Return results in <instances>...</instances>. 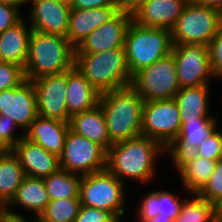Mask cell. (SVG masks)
<instances>
[{
	"mask_svg": "<svg viewBox=\"0 0 222 222\" xmlns=\"http://www.w3.org/2000/svg\"><path fill=\"white\" fill-rule=\"evenodd\" d=\"M69 129L67 122L38 115L24 132V137L59 157Z\"/></svg>",
	"mask_w": 222,
	"mask_h": 222,
	"instance_id": "ffe728a7",
	"label": "cell"
},
{
	"mask_svg": "<svg viewBox=\"0 0 222 222\" xmlns=\"http://www.w3.org/2000/svg\"><path fill=\"white\" fill-rule=\"evenodd\" d=\"M216 162L193 153L183 156L174 167L178 169L185 190L190 194H198L207 184Z\"/></svg>",
	"mask_w": 222,
	"mask_h": 222,
	"instance_id": "d4e9b609",
	"label": "cell"
},
{
	"mask_svg": "<svg viewBox=\"0 0 222 222\" xmlns=\"http://www.w3.org/2000/svg\"><path fill=\"white\" fill-rule=\"evenodd\" d=\"M25 18L12 28L0 33V61L15 64L23 70L26 66L32 28Z\"/></svg>",
	"mask_w": 222,
	"mask_h": 222,
	"instance_id": "603a6c76",
	"label": "cell"
},
{
	"mask_svg": "<svg viewBox=\"0 0 222 222\" xmlns=\"http://www.w3.org/2000/svg\"><path fill=\"white\" fill-rule=\"evenodd\" d=\"M217 120L214 118H200L198 121L181 123V131L177 139L167 149V153L175 165L183 156L193 154L216 129Z\"/></svg>",
	"mask_w": 222,
	"mask_h": 222,
	"instance_id": "ac0fdd59",
	"label": "cell"
},
{
	"mask_svg": "<svg viewBox=\"0 0 222 222\" xmlns=\"http://www.w3.org/2000/svg\"><path fill=\"white\" fill-rule=\"evenodd\" d=\"M192 197V200L183 199L180 212L173 222H217L219 216L217 206L199 194L194 193Z\"/></svg>",
	"mask_w": 222,
	"mask_h": 222,
	"instance_id": "f1b7e54d",
	"label": "cell"
},
{
	"mask_svg": "<svg viewBox=\"0 0 222 222\" xmlns=\"http://www.w3.org/2000/svg\"><path fill=\"white\" fill-rule=\"evenodd\" d=\"M210 85L179 89L174 96L180 112L181 123L198 121L200 118H213L209 110ZM209 115V116H208Z\"/></svg>",
	"mask_w": 222,
	"mask_h": 222,
	"instance_id": "484cf974",
	"label": "cell"
},
{
	"mask_svg": "<svg viewBox=\"0 0 222 222\" xmlns=\"http://www.w3.org/2000/svg\"><path fill=\"white\" fill-rule=\"evenodd\" d=\"M59 164L60 169L80 175L100 172L106 169L107 151L69 129Z\"/></svg>",
	"mask_w": 222,
	"mask_h": 222,
	"instance_id": "30bf717a",
	"label": "cell"
},
{
	"mask_svg": "<svg viewBox=\"0 0 222 222\" xmlns=\"http://www.w3.org/2000/svg\"><path fill=\"white\" fill-rule=\"evenodd\" d=\"M183 199L166 190L152 191L144 196L137 209L139 222H173Z\"/></svg>",
	"mask_w": 222,
	"mask_h": 222,
	"instance_id": "44dd1931",
	"label": "cell"
},
{
	"mask_svg": "<svg viewBox=\"0 0 222 222\" xmlns=\"http://www.w3.org/2000/svg\"><path fill=\"white\" fill-rule=\"evenodd\" d=\"M9 203L0 198V222H4L5 217L10 212Z\"/></svg>",
	"mask_w": 222,
	"mask_h": 222,
	"instance_id": "7bdbcfd3",
	"label": "cell"
},
{
	"mask_svg": "<svg viewBox=\"0 0 222 222\" xmlns=\"http://www.w3.org/2000/svg\"><path fill=\"white\" fill-rule=\"evenodd\" d=\"M4 3H7V4H10V5H13L15 6L16 8H19L22 7V4L25 5L27 4L28 2H30V0H0Z\"/></svg>",
	"mask_w": 222,
	"mask_h": 222,
	"instance_id": "ee69618b",
	"label": "cell"
},
{
	"mask_svg": "<svg viewBox=\"0 0 222 222\" xmlns=\"http://www.w3.org/2000/svg\"><path fill=\"white\" fill-rule=\"evenodd\" d=\"M131 86L143 102L171 99L179 91L176 63L172 53L140 69L133 75Z\"/></svg>",
	"mask_w": 222,
	"mask_h": 222,
	"instance_id": "ba28073f",
	"label": "cell"
},
{
	"mask_svg": "<svg viewBox=\"0 0 222 222\" xmlns=\"http://www.w3.org/2000/svg\"><path fill=\"white\" fill-rule=\"evenodd\" d=\"M172 46L169 29L144 27L132 21L124 45L131 75L169 55Z\"/></svg>",
	"mask_w": 222,
	"mask_h": 222,
	"instance_id": "5b68a950",
	"label": "cell"
},
{
	"mask_svg": "<svg viewBox=\"0 0 222 222\" xmlns=\"http://www.w3.org/2000/svg\"><path fill=\"white\" fill-rule=\"evenodd\" d=\"M74 66L100 94L129 86L133 78L127 65L125 48L75 53Z\"/></svg>",
	"mask_w": 222,
	"mask_h": 222,
	"instance_id": "277c9868",
	"label": "cell"
},
{
	"mask_svg": "<svg viewBox=\"0 0 222 222\" xmlns=\"http://www.w3.org/2000/svg\"><path fill=\"white\" fill-rule=\"evenodd\" d=\"M0 116H9L23 133L38 116L36 90L32 81L0 91Z\"/></svg>",
	"mask_w": 222,
	"mask_h": 222,
	"instance_id": "4fadbf2b",
	"label": "cell"
},
{
	"mask_svg": "<svg viewBox=\"0 0 222 222\" xmlns=\"http://www.w3.org/2000/svg\"><path fill=\"white\" fill-rule=\"evenodd\" d=\"M75 48L66 37L31 31L24 76L28 81L68 71L74 66Z\"/></svg>",
	"mask_w": 222,
	"mask_h": 222,
	"instance_id": "3957f363",
	"label": "cell"
},
{
	"mask_svg": "<svg viewBox=\"0 0 222 222\" xmlns=\"http://www.w3.org/2000/svg\"><path fill=\"white\" fill-rule=\"evenodd\" d=\"M26 176L44 179L60 169L59 157L23 137L12 149Z\"/></svg>",
	"mask_w": 222,
	"mask_h": 222,
	"instance_id": "e0dca14e",
	"label": "cell"
},
{
	"mask_svg": "<svg viewBox=\"0 0 222 222\" xmlns=\"http://www.w3.org/2000/svg\"><path fill=\"white\" fill-rule=\"evenodd\" d=\"M81 207L79 198L50 200L38 222H74Z\"/></svg>",
	"mask_w": 222,
	"mask_h": 222,
	"instance_id": "4dcf8cb0",
	"label": "cell"
},
{
	"mask_svg": "<svg viewBox=\"0 0 222 222\" xmlns=\"http://www.w3.org/2000/svg\"><path fill=\"white\" fill-rule=\"evenodd\" d=\"M67 111L69 116L93 109L98 105L100 93L84 75L73 66L67 71Z\"/></svg>",
	"mask_w": 222,
	"mask_h": 222,
	"instance_id": "7402d4cb",
	"label": "cell"
},
{
	"mask_svg": "<svg viewBox=\"0 0 222 222\" xmlns=\"http://www.w3.org/2000/svg\"><path fill=\"white\" fill-rule=\"evenodd\" d=\"M194 154L209 160H220L222 158L220 131L216 129L199 147H197Z\"/></svg>",
	"mask_w": 222,
	"mask_h": 222,
	"instance_id": "e575fe53",
	"label": "cell"
},
{
	"mask_svg": "<svg viewBox=\"0 0 222 222\" xmlns=\"http://www.w3.org/2000/svg\"><path fill=\"white\" fill-rule=\"evenodd\" d=\"M69 128L74 133L101 145L106 151L113 145L110 142L103 110L99 104L91 110L71 116Z\"/></svg>",
	"mask_w": 222,
	"mask_h": 222,
	"instance_id": "cb8c5ba5",
	"label": "cell"
},
{
	"mask_svg": "<svg viewBox=\"0 0 222 222\" xmlns=\"http://www.w3.org/2000/svg\"><path fill=\"white\" fill-rule=\"evenodd\" d=\"M198 194L216 206L222 201V158L216 162L207 184Z\"/></svg>",
	"mask_w": 222,
	"mask_h": 222,
	"instance_id": "1f68e13d",
	"label": "cell"
},
{
	"mask_svg": "<svg viewBox=\"0 0 222 222\" xmlns=\"http://www.w3.org/2000/svg\"><path fill=\"white\" fill-rule=\"evenodd\" d=\"M49 201L43 179L25 176L14 197L9 202V207L19 205L25 211L29 210L35 213L33 216L38 218Z\"/></svg>",
	"mask_w": 222,
	"mask_h": 222,
	"instance_id": "4316f807",
	"label": "cell"
},
{
	"mask_svg": "<svg viewBox=\"0 0 222 222\" xmlns=\"http://www.w3.org/2000/svg\"><path fill=\"white\" fill-rule=\"evenodd\" d=\"M99 7H115L114 0H73L71 8L93 9Z\"/></svg>",
	"mask_w": 222,
	"mask_h": 222,
	"instance_id": "f35d334b",
	"label": "cell"
},
{
	"mask_svg": "<svg viewBox=\"0 0 222 222\" xmlns=\"http://www.w3.org/2000/svg\"><path fill=\"white\" fill-rule=\"evenodd\" d=\"M197 4L211 7L217 10L222 8V0H194Z\"/></svg>",
	"mask_w": 222,
	"mask_h": 222,
	"instance_id": "b9f144b4",
	"label": "cell"
},
{
	"mask_svg": "<svg viewBox=\"0 0 222 222\" xmlns=\"http://www.w3.org/2000/svg\"><path fill=\"white\" fill-rule=\"evenodd\" d=\"M30 26L46 34L67 36L71 6L57 0H30Z\"/></svg>",
	"mask_w": 222,
	"mask_h": 222,
	"instance_id": "9a60e30c",
	"label": "cell"
},
{
	"mask_svg": "<svg viewBox=\"0 0 222 222\" xmlns=\"http://www.w3.org/2000/svg\"><path fill=\"white\" fill-rule=\"evenodd\" d=\"M220 28V10L190 0L170 30L172 44L209 45Z\"/></svg>",
	"mask_w": 222,
	"mask_h": 222,
	"instance_id": "52a82bcc",
	"label": "cell"
},
{
	"mask_svg": "<svg viewBox=\"0 0 222 222\" xmlns=\"http://www.w3.org/2000/svg\"><path fill=\"white\" fill-rule=\"evenodd\" d=\"M220 26L222 27V8L220 9Z\"/></svg>",
	"mask_w": 222,
	"mask_h": 222,
	"instance_id": "7dc6e473",
	"label": "cell"
},
{
	"mask_svg": "<svg viewBox=\"0 0 222 222\" xmlns=\"http://www.w3.org/2000/svg\"><path fill=\"white\" fill-rule=\"evenodd\" d=\"M124 185L107 169L82 175L79 184L80 203L82 206L108 210L121 220L126 210Z\"/></svg>",
	"mask_w": 222,
	"mask_h": 222,
	"instance_id": "8992f818",
	"label": "cell"
},
{
	"mask_svg": "<svg viewBox=\"0 0 222 222\" xmlns=\"http://www.w3.org/2000/svg\"><path fill=\"white\" fill-rule=\"evenodd\" d=\"M171 53L176 63L179 88L209 85L214 77L208 45L173 44Z\"/></svg>",
	"mask_w": 222,
	"mask_h": 222,
	"instance_id": "8fae6325",
	"label": "cell"
},
{
	"mask_svg": "<svg viewBox=\"0 0 222 222\" xmlns=\"http://www.w3.org/2000/svg\"><path fill=\"white\" fill-rule=\"evenodd\" d=\"M25 80L20 66L0 61V91L17 87Z\"/></svg>",
	"mask_w": 222,
	"mask_h": 222,
	"instance_id": "d6a6232c",
	"label": "cell"
},
{
	"mask_svg": "<svg viewBox=\"0 0 222 222\" xmlns=\"http://www.w3.org/2000/svg\"><path fill=\"white\" fill-rule=\"evenodd\" d=\"M190 0H146L132 15L144 27L171 30Z\"/></svg>",
	"mask_w": 222,
	"mask_h": 222,
	"instance_id": "2e32d148",
	"label": "cell"
},
{
	"mask_svg": "<svg viewBox=\"0 0 222 222\" xmlns=\"http://www.w3.org/2000/svg\"><path fill=\"white\" fill-rule=\"evenodd\" d=\"M98 104L112 144L142 135L144 102L131 85L101 93Z\"/></svg>",
	"mask_w": 222,
	"mask_h": 222,
	"instance_id": "7a4b0ae2",
	"label": "cell"
},
{
	"mask_svg": "<svg viewBox=\"0 0 222 222\" xmlns=\"http://www.w3.org/2000/svg\"><path fill=\"white\" fill-rule=\"evenodd\" d=\"M165 153L159 142L140 135L114 143L107 151L106 169L123 183L124 178L146 183L155 176L157 156Z\"/></svg>",
	"mask_w": 222,
	"mask_h": 222,
	"instance_id": "6da1fadb",
	"label": "cell"
},
{
	"mask_svg": "<svg viewBox=\"0 0 222 222\" xmlns=\"http://www.w3.org/2000/svg\"><path fill=\"white\" fill-rule=\"evenodd\" d=\"M208 48L212 73L215 78L222 79V27L210 41Z\"/></svg>",
	"mask_w": 222,
	"mask_h": 222,
	"instance_id": "8d00e7d4",
	"label": "cell"
},
{
	"mask_svg": "<svg viewBox=\"0 0 222 222\" xmlns=\"http://www.w3.org/2000/svg\"><path fill=\"white\" fill-rule=\"evenodd\" d=\"M57 1L65 3V4L69 5V6H72V3H73V0H57Z\"/></svg>",
	"mask_w": 222,
	"mask_h": 222,
	"instance_id": "f6af8a7d",
	"label": "cell"
},
{
	"mask_svg": "<svg viewBox=\"0 0 222 222\" xmlns=\"http://www.w3.org/2000/svg\"><path fill=\"white\" fill-rule=\"evenodd\" d=\"M145 1L146 0H114V5L118 11L133 15Z\"/></svg>",
	"mask_w": 222,
	"mask_h": 222,
	"instance_id": "ab89813d",
	"label": "cell"
},
{
	"mask_svg": "<svg viewBox=\"0 0 222 222\" xmlns=\"http://www.w3.org/2000/svg\"><path fill=\"white\" fill-rule=\"evenodd\" d=\"M36 90L38 115L69 123L67 111V71L32 80Z\"/></svg>",
	"mask_w": 222,
	"mask_h": 222,
	"instance_id": "7c38bea8",
	"label": "cell"
},
{
	"mask_svg": "<svg viewBox=\"0 0 222 222\" xmlns=\"http://www.w3.org/2000/svg\"><path fill=\"white\" fill-rule=\"evenodd\" d=\"M23 18L18 8L0 1V33L12 28Z\"/></svg>",
	"mask_w": 222,
	"mask_h": 222,
	"instance_id": "74e56055",
	"label": "cell"
},
{
	"mask_svg": "<svg viewBox=\"0 0 222 222\" xmlns=\"http://www.w3.org/2000/svg\"><path fill=\"white\" fill-rule=\"evenodd\" d=\"M132 15L118 12L111 20L92 31L75 49V53H98L112 48H125V36Z\"/></svg>",
	"mask_w": 222,
	"mask_h": 222,
	"instance_id": "5bb4252c",
	"label": "cell"
},
{
	"mask_svg": "<svg viewBox=\"0 0 222 222\" xmlns=\"http://www.w3.org/2000/svg\"><path fill=\"white\" fill-rule=\"evenodd\" d=\"M181 118L174 98L144 102L141 133L166 150L181 131Z\"/></svg>",
	"mask_w": 222,
	"mask_h": 222,
	"instance_id": "9c48e42d",
	"label": "cell"
},
{
	"mask_svg": "<svg viewBox=\"0 0 222 222\" xmlns=\"http://www.w3.org/2000/svg\"><path fill=\"white\" fill-rule=\"evenodd\" d=\"M118 12L116 7L71 8L66 38L76 49L92 31L111 20Z\"/></svg>",
	"mask_w": 222,
	"mask_h": 222,
	"instance_id": "d6986e66",
	"label": "cell"
},
{
	"mask_svg": "<svg viewBox=\"0 0 222 222\" xmlns=\"http://www.w3.org/2000/svg\"><path fill=\"white\" fill-rule=\"evenodd\" d=\"M81 177L80 174L59 169L56 173L44 178L49 200L79 198Z\"/></svg>",
	"mask_w": 222,
	"mask_h": 222,
	"instance_id": "f546056e",
	"label": "cell"
},
{
	"mask_svg": "<svg viewBox=\"0 0 222 222\" xmlns=\"http://www.w3.org/2000/svg\"><path fill=\"white\" fill-rule=\"evenodd\" d=\"M74 222H121L112 212L95 207L82 206Z\"/></svg>",
	"mask_w": 222,
	"mask_h": 222,
	"instance_id": "d590c367",
	"label": "cell"
},
{
	"mask_svg": "<svg viewBox=\"0 0 222 222\" xmlns=\"http://www.w3.org/2000/svg\"><path fill=\"white\" fill-rule=\"evenodd\" d=\"M217 209H218L219 214L222 215V201L217 205Z\"/></svg>",
	"mask_w": 222,
	"mask_h": 222,
	"instance_id": "bcb514c9",
	"label": "cell"
},
{
	"mask_svg": "<svg viewBox=\"0 0 222 222\" xmlns=\"http://www.w3.org/2000/svg\"><path fill=\"white\" fill-rule=\"evenodd\" d=\"M25 176L13 151H0V198L9 203Z\"/></svg>",
	"mask_w": 222,
	"mask_h": 222,
	"instance_id": "83f0119b",
	"label": "cell"
},
{
	"mask_svg": "<svg viewBox=\"0 0 222 222\" xmlns=\"http://www.w3.org/2000/svg\"><path fill=\"white\" fill-rule=\"evenodd\" d=\"M17 128L19 127L9 116H0V151L12 149L24 137V133L15 136Z\"/></svg>",
	"mask_w": 222,
	"mask_h": 222,
	"instance_id": "836d02e7",
	"label": "cell"
},
{
	"mask_svg": "<svg viewBox=\"0 0 222 222\" xmlns=\"http://www.w3.org/2000/svg\"><path fill=\"white\" fill-rule=\"evenodd\" d=\"M217 222H222V215L221 214H219Z\"/></svg>",
	"mask_w": 222,
	"mask_h": 222,
	"instance_id": "c3c4849f",
	"label": "cell"
},
{
	"mask_svg": "<svg viewBox=\"0 0 222 222\" xmlns=\"http://www.w3.org/2000/svg\"><path fill=\"white\" fill-rule=\"evenodd\" d=\"M4 222H38V218L33 216L32 220L29 219L27 221V219L24 218V215L19 214V212L16 213L10 210V212L5 217Z\"/></svg>",
	"mask_w": 222,
	"mask_h": 222,
	"instance_id": "60d3db41",
	"label": "cell"
}]
</instances>
